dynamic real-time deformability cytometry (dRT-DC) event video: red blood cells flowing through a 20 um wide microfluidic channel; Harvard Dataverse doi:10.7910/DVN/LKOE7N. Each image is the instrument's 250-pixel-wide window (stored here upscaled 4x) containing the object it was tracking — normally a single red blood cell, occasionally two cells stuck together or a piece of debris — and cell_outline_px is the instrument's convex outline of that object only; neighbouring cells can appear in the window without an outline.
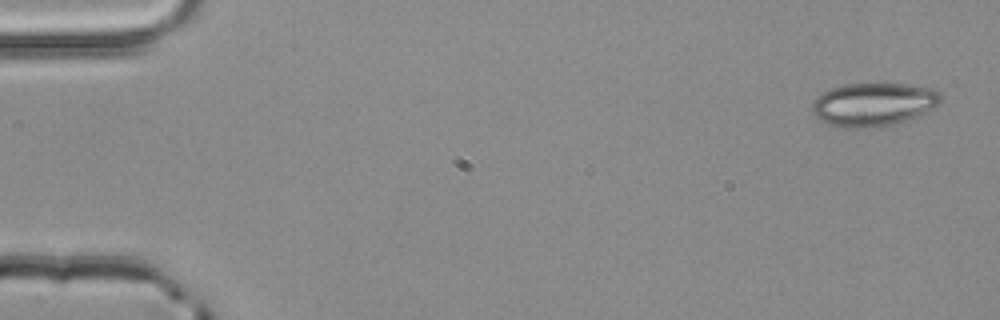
{"species": "common noctule bat (a hibernating species)", "species_latin": "Nyctalus noctula", "temperature_condition": "room temperature", "stored_images_in_passage": 4, "camera_frame_rate_fps": 3000, "um_per_image_px": 0.085, "animal": {"sex": "male", "body_mass_g": 20.4}, "frame": {"image": 1, "passage_image": 1, "time_ms": 0.0, "image_size_px": [1000, 320], "cell_outline_px": [[944, 96], [940, 104], [916, 116], [892, 124], [864, 128], [844, 128], [820, 120], [812, 116], [812, 100], [820, 92], [844, 84], [908, 84], [932, 88], [940, 92]], "centroid_in_image_um": [74.22, 8.86], "position_along_channel_um": 10.8, "area_um2": 32.6}}